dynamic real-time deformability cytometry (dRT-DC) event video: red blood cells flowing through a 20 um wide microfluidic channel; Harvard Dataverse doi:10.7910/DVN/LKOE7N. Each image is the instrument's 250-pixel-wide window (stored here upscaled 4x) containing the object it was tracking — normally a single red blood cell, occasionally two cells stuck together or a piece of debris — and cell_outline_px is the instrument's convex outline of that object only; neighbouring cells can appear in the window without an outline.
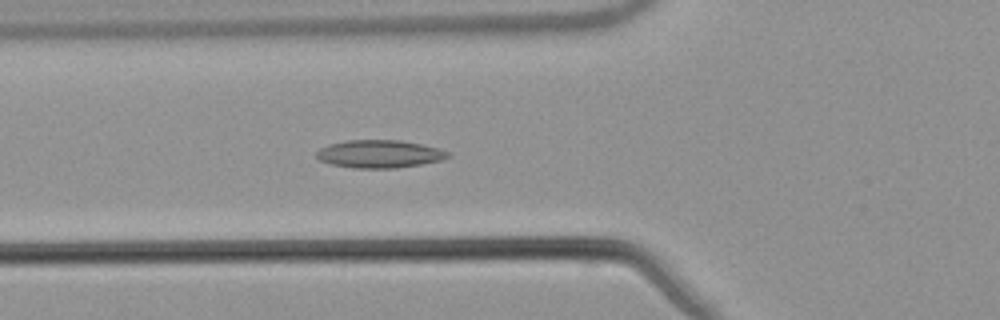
{"species": "common noctule bat (a hibernating species)", "species_latin": "Nyctalus noctula", "temperature_condition": "warm", "stored_images_in_passage": 47, "camera_frame_rate_fps": 3000, "um_per_image_px": 0.085, "animal": {"sex": "male", "body_mass_g": 21.5, "forearm_length_mm": 52.0}, "frame": {"image": 1, "passage_image": 12, "time_ms": 3.667, "image_size_px": [1000, 320], "cell_outline_px": [[452, 156], [444, 160], [396, 168], [352, 168], [332, 164], [320, 160], [316, 156], [316, 152], [320, 148], [328, 144], [348, 140], [400, 140], [440, 148], [452, 152]], "centroid_in_image_um": [32.31, 13.08], "position_along_channel_um": 93.5, "area_um2": 21.5}}
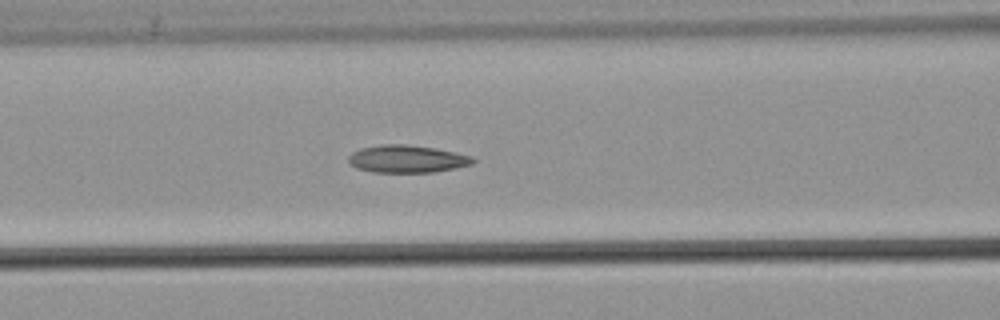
{"frame": {"image": 2, "passage_image": 15, "time_ms": 4.667, "image_size_px": [1000, 320], "cell_outline_px": [[476, 160], [472, 164], [456, 168], [432, 172], [372, 172], [356, 168], [348, 164], [348, 156], [352, 152], [360, 148], [384, 144], [404, 144], [436, 148], [472, 156]], "centroid_in_image_um": [34.57, 13.51], "position_along_channel_um": 132.0, "area_um2": 20.06}}
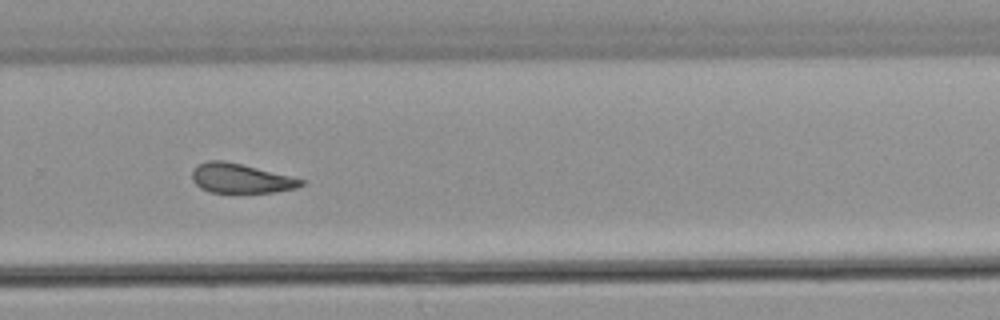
{"frame": {"image": 3, "passage_image": 29, "time_ms": 9.333, "image_size_px": [1000, 320], "cell_outline_px": [[304, 184], [296, 188], [276, 192], [236, 196], [208, 192], [200, 188], [192, 180], [192, 168], [196, 164], [208, 160], [220, 160], [240, 164], [304, 180]], "centroid_in_image_um": [20.39, 15.23], "position_along_channel_um": 309.4, "area_um2": 19.48}, "authors_computed_cell_mechanics": {"area_um2": 19.7676, "velocity_mm_per_s": 3.8117, "shape_relaxation_time_tau1_ms": 7.5475, "shape_relaxation_time_tau2_ms": 3.6877, "deformation_change_tau1": 0.1784, "deformation_change_tau2": 0.1247}}